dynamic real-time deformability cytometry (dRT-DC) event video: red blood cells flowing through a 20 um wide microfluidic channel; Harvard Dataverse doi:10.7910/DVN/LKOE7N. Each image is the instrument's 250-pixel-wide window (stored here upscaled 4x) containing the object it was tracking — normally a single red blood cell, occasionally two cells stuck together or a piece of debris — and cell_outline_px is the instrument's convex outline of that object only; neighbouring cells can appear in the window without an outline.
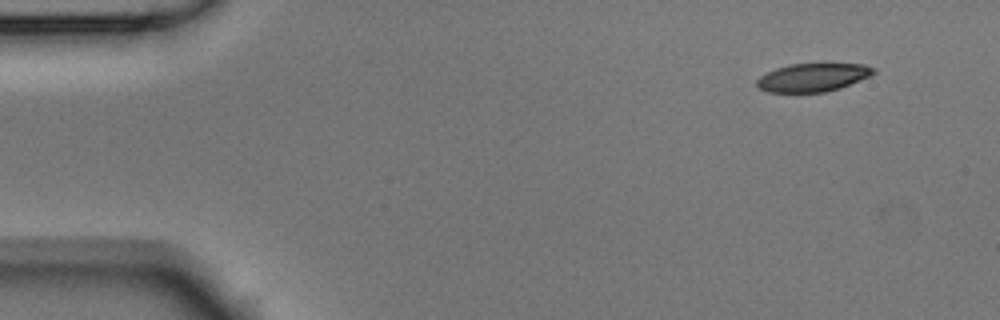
{"species": "Egyptian fruit bat (a non-hibernating species)", "species_latin": "Rousettus aegyptiacus", "temperature_condition": "room temperature", "stored_images_in_passage": 4, "camera_frame_rate_fps": 3000, "um_per_image_px": 0.085, "animal": {"sex": "male"}, "frame": {"image": 1, "passage_image": 1, "time_ms": 0.0, "image_size_px": [1000, 320], "cell_outline_px": [[876, 72], [868, 76], [840, 88], [824, 92], [768, 92], [760, 88], [756, 84], [756, 80], [760, 76], [776, 68], [788, 64], [864, 64], [876, 68]], "centroid_in_image_um": [69.08, 6.58], "position_along_channel_um": 15.9, "area_um2": 19.02}}
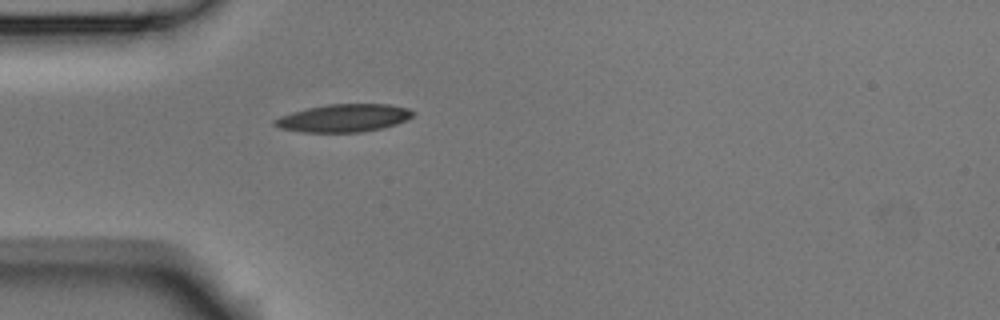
{"frame": {"image": 2, "passage_image": 4, "time_ms": 1.0, "image_size_px": [1000, 320], "cell_outline_px": [[416, 112], [412, 116], [396, 124], [380, 128], [360, 132], [304, 132], [280, 128], [272, 124], [272, 120], [280, 116], [292, 112], [308, 108], [328, 104], [388, 104], [408, 108]], "centroid_in_image_um": [29.19, 10.03], "position_along_channel_um": 55.8, "area_um2": 22.25}}